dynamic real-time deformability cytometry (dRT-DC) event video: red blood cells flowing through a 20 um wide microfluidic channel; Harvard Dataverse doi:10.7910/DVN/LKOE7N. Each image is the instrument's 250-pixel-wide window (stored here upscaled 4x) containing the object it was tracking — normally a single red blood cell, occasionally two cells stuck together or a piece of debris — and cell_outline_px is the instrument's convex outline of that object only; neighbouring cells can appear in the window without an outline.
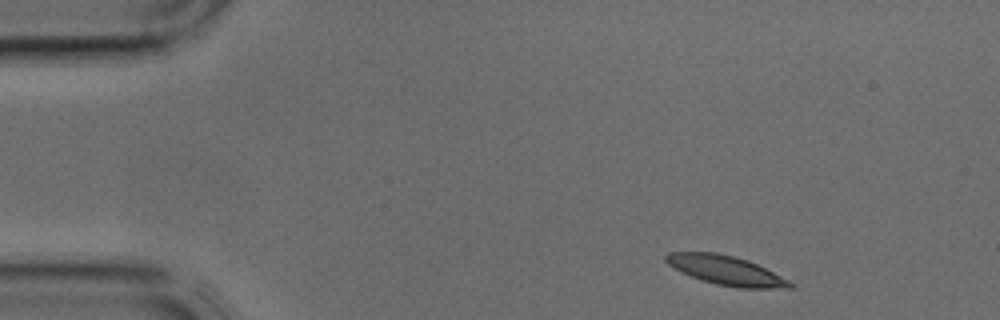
{"species": "common noctule bat (a hibernating species)", "species_latin": "Nyctalus noctula", "temperature_condition": "cold", "stored_images_in_passage": 4, "segment_of_instrument_passage": [2, 2], "camera_frame_rate_fps": 3000, "um_per_image_px": 0.085, "animal": {"sex": "male", "body_mass_g": 17.9, "forearm_length_mm": 54.2}, "frame": {"image": 1, "passage_image": 4, "time_ms": 1.0, "image_size_px": [1000, 320], "cell_outline_px": [[796, 284], [792, 288], [736, 288], [716, 284], [700, 280], [680, 272], [668, 264], [664, 260], [664, 256], [668, 252], [716, 252], [748, 260]], "centroid_in_image_um": [61.66, 22.98], "position_along_channel_um": 23.3, "area_um2": 21.15}}